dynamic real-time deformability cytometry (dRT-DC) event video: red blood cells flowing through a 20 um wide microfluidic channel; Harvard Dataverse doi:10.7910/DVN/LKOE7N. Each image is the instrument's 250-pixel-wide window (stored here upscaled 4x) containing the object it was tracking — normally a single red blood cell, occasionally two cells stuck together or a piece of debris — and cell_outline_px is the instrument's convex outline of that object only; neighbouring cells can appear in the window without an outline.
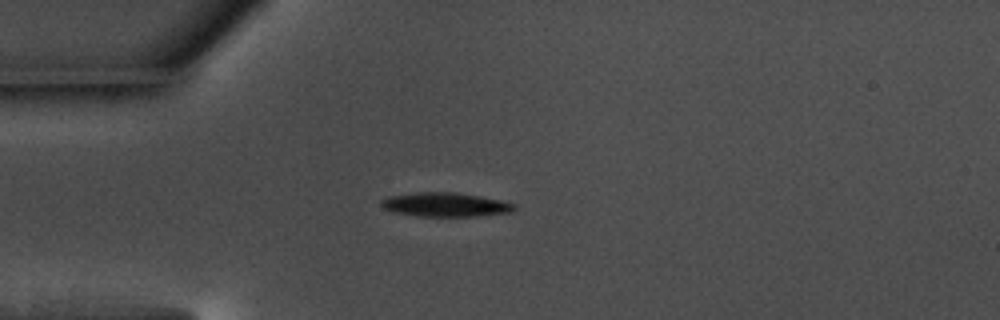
{"species": "common noctule bat (a hibernating species)", "species_latin": "Nyctalus noctula", "temperature_condition": "warm", "stored_images_in_passage": 42, "camera_frame_rate_fps": 3000, "um_per_image_px": 0.085, "animal": {"sex": "male", "body_mass_g": 17.5, "forearm_length_mm": 52.3}, "frame": {"image": 1, "passage_image": 1, "time_ms": 0.0, "image_size_px": [1000, 320], "cell_outline_px": [[516, 208], [512, 212], [476, 216], [416, 216], [396, 212], [384, 208], [380, 204], [380, 200], [392, 196], [420, 192], [456, 192], [480, 196], [500, 200], [516, 204]], "centroid_in_image_um": [37.9, 17.39], "position_along_channel_um": 47.1, "area_um2": 18.5}}
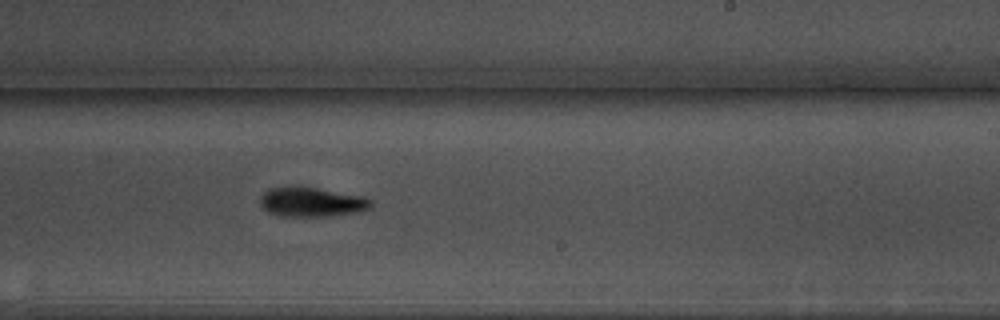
{"frame": {"image": 2, "passage_image": 20, "time_ms": 6.333, "image_size_px": [1000, 320], "cell_outline_px": [[372, 204], [368, 208], [356, 212], [328, 216], [280, 216], [268, 212], [260, 204], [260, 196], [268, 188], [316, 188], [364, 196], [372, 200]], "centroid_in_image_um": [26.48, 17.19], "position_along_channel_um": 262.5, "area_um2": 18.61}}
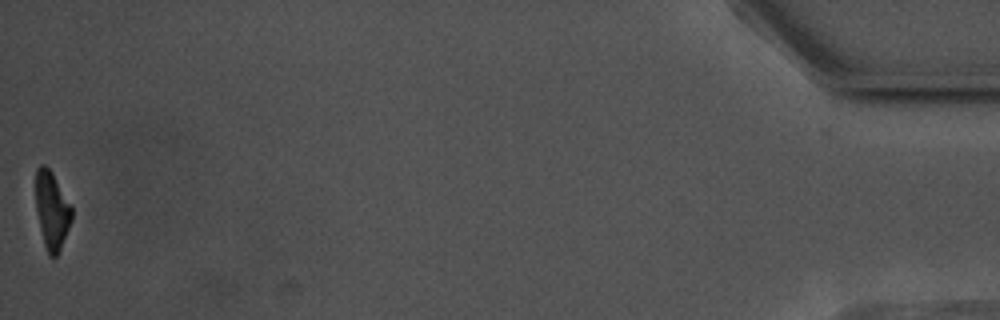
{"frame": {"image": 3, "passage_image": 42, "time_ms": 13.667, "image_size_px": [1000, 320], "cell_outline_px": [[72, 220], [60, 248], [56, 256], [48, 256], [44, 244], [40, 228], [36, 208], [36, 168], [40, 164], [44, 164], [52, 172], [72, 208]], "centroid_in_image_um": [4.4, 17.87], "position_along_channel_um": 430.8, "area_um2": 16.01}, "authors_computed_cell_mechanics": {"area_um2": 18.6405, "velocity_mm_per_s": 3.6476, "shape_relaxation_time_tau1_ms": 2.0859, "shape_relaxation_time_tau2_ms": null, "deformation_change_tau1": 0.1415, "deformation_change_tau2": null}}